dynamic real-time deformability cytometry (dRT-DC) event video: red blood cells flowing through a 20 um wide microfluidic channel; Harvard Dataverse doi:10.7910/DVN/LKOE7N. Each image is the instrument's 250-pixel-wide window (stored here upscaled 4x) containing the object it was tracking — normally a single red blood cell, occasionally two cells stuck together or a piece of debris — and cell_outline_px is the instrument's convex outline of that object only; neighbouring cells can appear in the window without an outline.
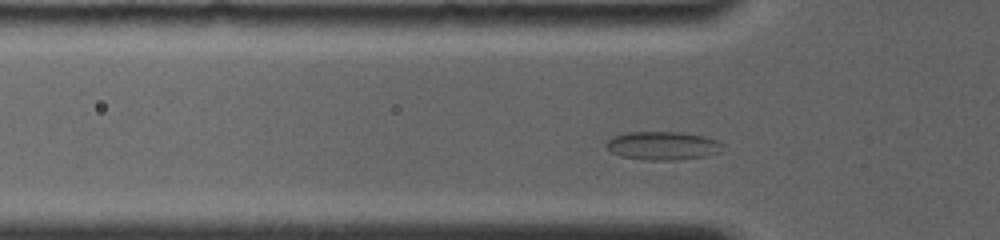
{"species": "common noctule bat (a hibernating species)", "species_latin": "Nyctalus noctula", "temperature_condition": "room temperature", "stored_images_in_passage": 39, "camera_frame_rate_fps": 4000, "um_per_image_px": 0.085, "animal": {"sex": "female", "body_mass_g": 19.0, "forearm_length_mm": 56.7}, "frame": {"image": 1, "passage_image": 7, "time_ms": 1.75, "image_size_px": [1000, 240], "cell_outline_px": [[724, 144], [720, 152], [704, 156], [672, 160], [648, 160], [620, 156], [612, 152], [604, 144], [612, 136], [628, 132], [684, 132], [704, 136], [716, 140]], "centroid_in_image_um": [56.32, 12.37], "position_along_channel_um": 69.5, "area_um2": 19.25}}
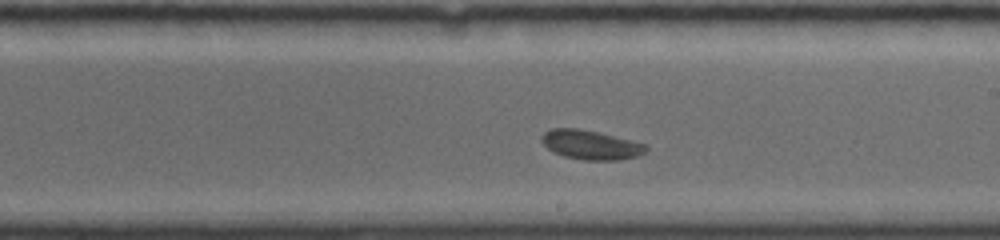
{"frame": {"image": 2, "passage_image": 26, "time_ms": 6.25, "image_size_px": [1000, 240], "cell_outline_px": [[648, 148], [644, 152], [636, 156], [620, 160], [584, 160], [564, 156], [552, 152], [540, 140], [540, 136], [544, 132], [552, 128], [576, 128], [596, 132], [632, 140], [644, 144]], "centroid_in_image_um": [50.17, 12.31], "position_along_channel_um": 238.8, "area_um2": 17.69}}
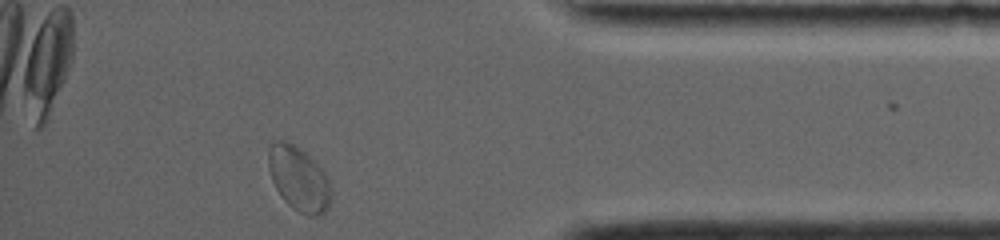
{"frame": {"image": 3, "passage_image": 39, "time_ms": 11.25, "image_size_px": [1000, 240], "cell_outline_px": [[332, 200], [328, 208], [324, 212], [316, 216], [308, 216], [292, 208], [280, 196], [272, 180], [268, 168], [268, 148], [276, 140], [284, 140], [292, 144], [304, 152], [324, 172], [328, 180], [332, 192]], "centroid_in_image_um": [25.39, 15.23], "position_along_channel_um": 409.8, "area_um2": 23.41}, "authors_computed_cell_mechanics": {"area_um2": 17.9758, "velocity_mm_per_s": 3.7617, "shape_relaxation_time_tau1_ms": 4.5979, "shape_relaxation_time_tau2_ms": null, "deformation_change_tau1": 0.1, "deformation_change_tau2": null}}